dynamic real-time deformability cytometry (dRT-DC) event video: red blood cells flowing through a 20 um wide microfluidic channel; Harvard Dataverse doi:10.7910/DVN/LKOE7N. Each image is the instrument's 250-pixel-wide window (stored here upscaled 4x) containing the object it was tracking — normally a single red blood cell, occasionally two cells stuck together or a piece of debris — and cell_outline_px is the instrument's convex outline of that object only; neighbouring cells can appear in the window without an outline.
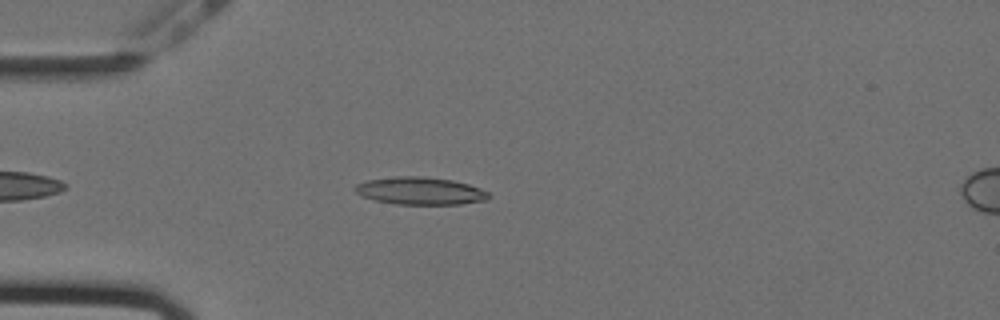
{"species": "Egyptian fruit bat (a non-hibernating species)", "species_latin": "Rousettus aegyptiacus", "temperature_condition": "cold", "stored_images_in_passage": 48, "camera_frame_rate_fps": 3000, "um_per_image_px": 0.085, "animal": {"sex": "female"}, "frame": {"image": 1, "passage_image": 7, "time_ms": 2.0, "image_size_px": [1000, 320], "cell_outline_px": [[492, 196], [488, 200], [460, 204], [396, 204], [376, 200], [360, 196], [352, 188], [356, 184], [368, 180], [396, 176], [420, 176], [452, 180], [468, 184], [480, 188], [488, 192]], "centroid_in_image_um": [35.72, 16.23], "position_along_channel_um": 49.3, "area_um2": 21.5}}
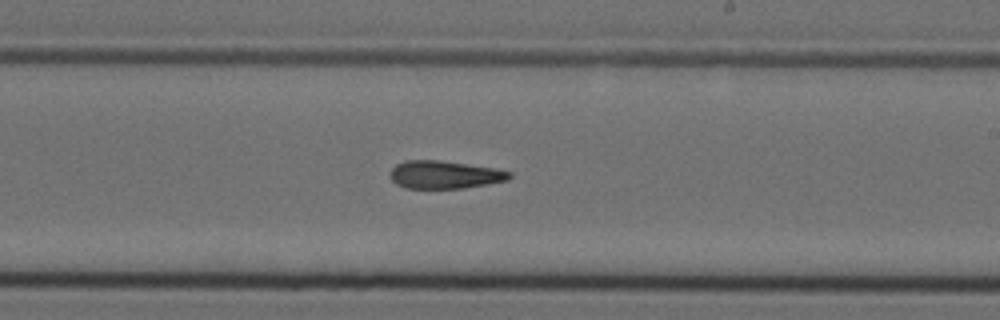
{"frame": {"image": 2, "passage_image": 25, "time_ms": 8.0, "image_size_px": [1000, 320], "cell_outline_px": [[512, 176], [508, 180], [488, 184], [464, 188], [404, 188], [396, 184], [392, 180], [388, 172], [396, 164], [404, 160], [440, 160], [496, 168], [512, 172]], "centroid_in_image_um": [37.78, 14.84], "position_along_channel_um": 251.2, "area_um2": 19.59}}
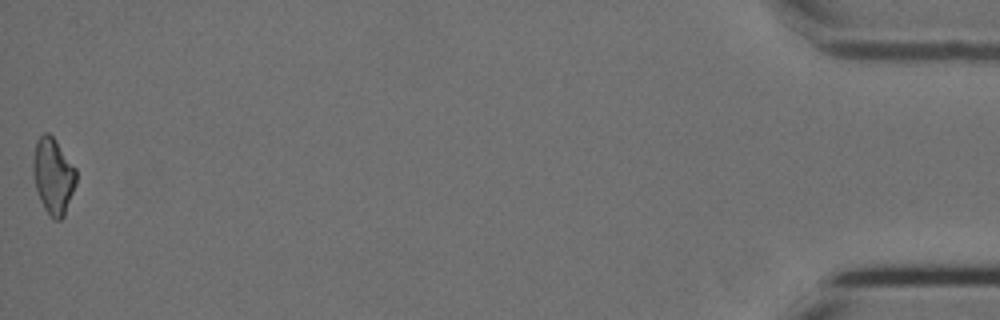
{"frame": {"image": 3, "passage_image": 48, "time_ms": 15.667, "image_size_px": [1000, 320], "cell_outline_px": [[76, 184], [64, 216], [60, 220], [56, 220], [44, 208], [40, 200], [36, 188], [32, 168], [32, 160], [36, 140], [44, 132], [48, 132], [56, 140], [76, 168]], "centroid_in_image_um": [4.52, 14.92], "position_along_channel_um": 430.7, "area_um2": 19.07}, "authors_computed_cell_mechanics": {"area_um2": 19.7965, "velocity_mm_per_s": 3.5778, "shape_relaxation_time_tau1_ms": null, "shape_relaxation_time_tau2_ms": 7.2893, "deformation_change_tau1": null, "deformation_change_tau2": 0.1899}}